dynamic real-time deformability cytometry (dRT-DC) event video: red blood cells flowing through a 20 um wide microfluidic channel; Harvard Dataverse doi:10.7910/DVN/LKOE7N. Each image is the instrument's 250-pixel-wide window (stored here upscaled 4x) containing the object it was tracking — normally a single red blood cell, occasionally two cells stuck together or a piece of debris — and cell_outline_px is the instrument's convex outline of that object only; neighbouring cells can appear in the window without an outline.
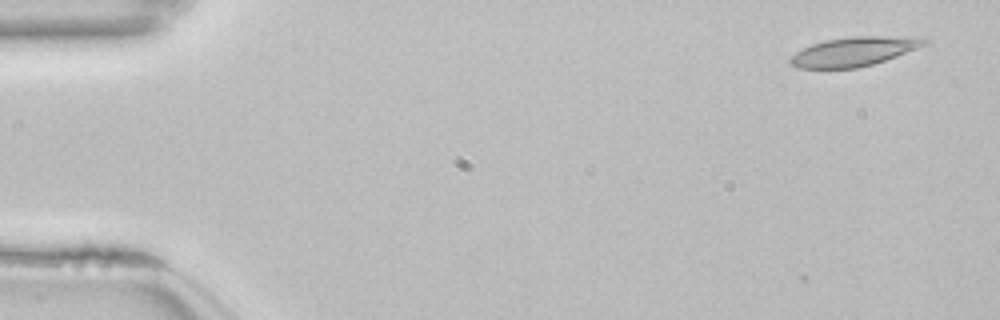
{"species": "common noctule bat (a hibernating species)", "species_latin": "Nyctalus noctula", "temperature_condition": "room temperature", "stored_images_in_passage": 3, "camera_frame_rate_fps": 3000, "um_per_image_px": 0.085, "animal": {"sex": "female", "body_mass_g": 22.7, "forearm_length_mm": 54.2}, "frame": {"image": 1, "passage_image": 1, "time_ms": 0.0, "image_size_px": [1000, 320], "cell_outline_px": [[928, 44], [884, 60], [872, 64], [856, 68], [796, 68], [788, 64], [788, 60], [796, 52], [812, 44], [828, 40], [852, 36], [924, 36], [928, 40]], "centroid_in_image_um": [72.62, 4.37], "position_along_channel_um": 12.4, "area_um2": 22.77}}